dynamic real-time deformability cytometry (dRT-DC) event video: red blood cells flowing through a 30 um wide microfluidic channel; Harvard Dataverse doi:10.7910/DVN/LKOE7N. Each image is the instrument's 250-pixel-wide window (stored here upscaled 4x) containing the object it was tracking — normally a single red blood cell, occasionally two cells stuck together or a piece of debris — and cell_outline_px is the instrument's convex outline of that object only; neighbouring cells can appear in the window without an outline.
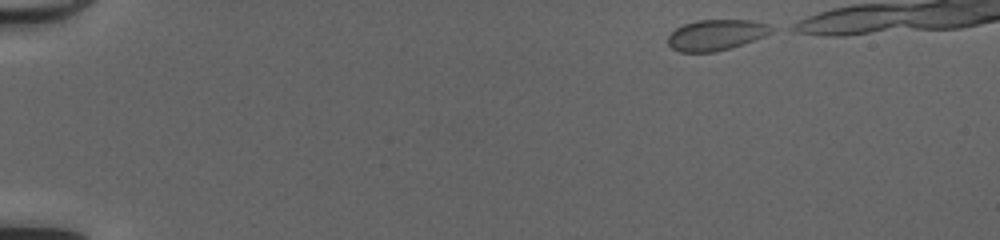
{"species": "common noctule bat (a hibernating species)", "species_latin": "Nyctalus noctula", "temperature_condition": "cold", "stored_images_in_passage": 39, "camera_frame_rate_fps": 3000, "um_per_image_px": 0.085, "animal": {"sex": "female", "body_mass_g": 20.0, "forearm_length_mm": 54.0}, "frame": {"image": 1, "passage_image": 1, "time_ms": 0.0, "image_size_px": [1000, 240], "cell_outline_px": [[776, 28], [772, 32], [764, 36], [716, 52], [680, 52], [672, 48], [668, 44], [668, 36], [676, 28], [684, 24], [696, 20], [752, 20], [768, 24]], "centroid_in_image_um": [60.86, 2.96], "position_along_channel_um": 24.1, "area_um2": 18.44}}
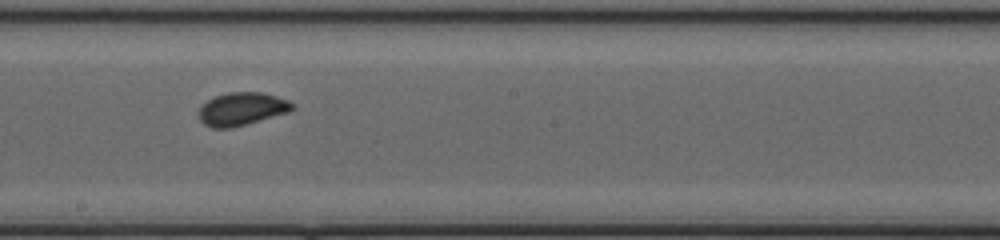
{"frame": {"image": 2, "passage_image": 24, "time_ms": 7.667, "image_size_px": [1000, 240], "cell_outline_px": [[296, 108], [288, 112], [248, 124], [232, 128], [212, 128], [204, 124], [200, 120], [200, 108], [208, 100], [216, 96], [228, 92], [260, 92], [276, 96], [288, 100], [296, 104]], "centroid_in_image_um": [20.6, 9.26], "position_along_channel_um": 227.6, "area_um2": 17.98}}
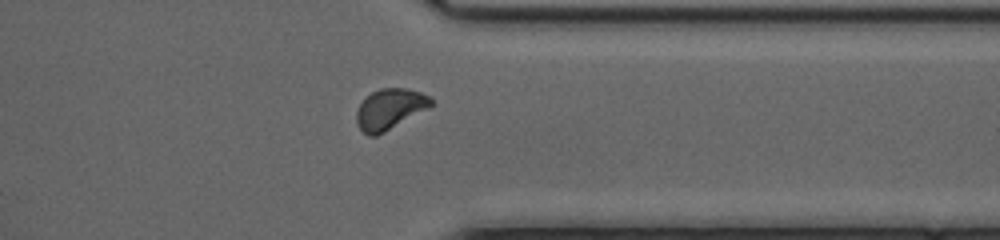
{"frame": {"image": 3, "passage_image": 35, "time_ms": 11.333, "image_size_px": [1000, 240], "cell_outline_px": [[432, 104], [428, 108], [384, 132], [376, 136], [368, 136], [356, 124], [356, 112], [360, 104], [372, 92], [380, 88], [408, 88], [432, 96]], "centroid_in_image_um": [33.13, 9.26], "position_along_channel_um": 378.3, "area_um2": 17.51}}